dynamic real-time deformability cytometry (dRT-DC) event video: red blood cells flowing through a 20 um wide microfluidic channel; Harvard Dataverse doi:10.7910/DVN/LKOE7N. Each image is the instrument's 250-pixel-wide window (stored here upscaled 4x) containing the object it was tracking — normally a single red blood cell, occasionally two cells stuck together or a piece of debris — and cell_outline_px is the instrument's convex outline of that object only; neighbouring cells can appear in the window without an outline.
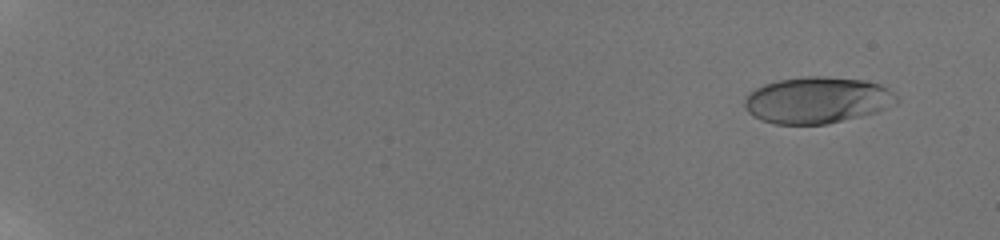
{"species": "human", "species_latin": "Homo sapiens", "temperature_condition": "room temperature", "stored_images_in_passage": 57, "camera_frame_rate_fps": 3000, "um_per_image_px": 0.085, "donor": {"sex": "male"}, "frame": {"image": 1, "passage_image": 6, "time_ms": 1.333, "image_size_px": [1000, 240], "cell_outline_px": [[900, 100], [896, 104], [876, 112], [828, 124], [776, 124], [760, 120], [752, 116], [744, 108], [744, 100], [756, 88], [764, 84], [776, 80], [804, 76], [828, 76], [864, 80], [880, 84], [888, 88]], "centroid_in_image_um": [69.46, 8.51], "position_along_channel_um": 15.5, "area_um2": 41.38}}
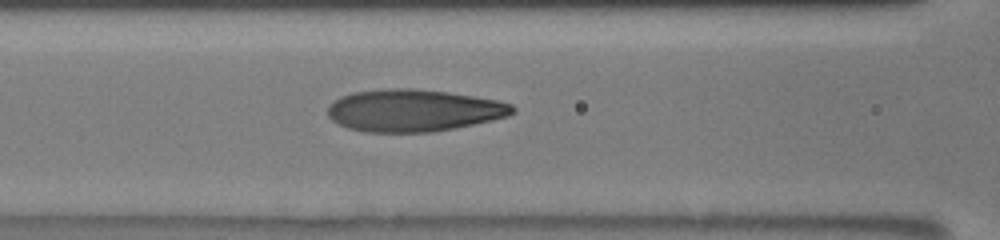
{"frame": {"image": 2, "passage_image": 30, "time_ms": 9.667, "image_size_px": [1000, 240], "cell_outline_px": [[516, 112], [508, 116], [492, 120], [456, 128], [432, 132], [364, 132], [348, 128], [332, 120], [328, 116], [328, 104], [340, 96], [352, 92], [384, 88], [412, 88], [448, 92], [496, 100], [512, 104], [516, 108]], "centroid_in_image_um": [35.14, 9.38], "position_along_channel_um": 131.5, "area_um2": 45.66}}
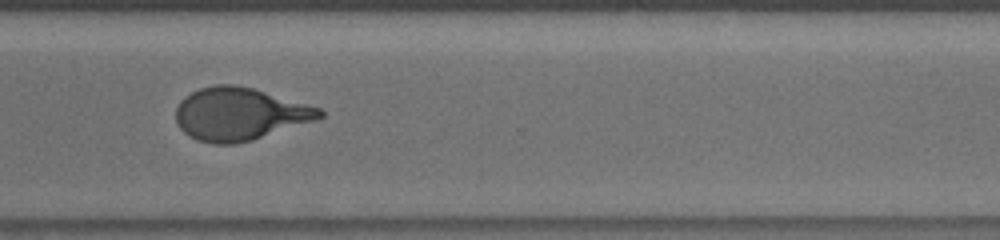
{"frame": {"image": 3, "passage_image": 47, "time_ms": 15.333, "image_size_px": [1000, 240], "cell_outline_px": [[324, 116], [316, 120], [252, 140], [236, 144], [216, 144], [196, 140], [188, 136], [180, 128], [176, 120], [176, 108], [180, 100], [184, 96], [200, 88], [216, 84], [236, 84], [252, 88], [320, 108], [324, 112]], "centroid_in_image_um": [20.33, 9.69], "position_along_channel_um": 350.3, "area_um2": 44.04}, "authors_computed_cell_mechanics": {"area_um2": 43.2922, "velocity_mm_per_s": 3.8773, "shape_relaxation_time_tau1_ms": 5.4423, "shape_relaxation_time_tau2_ms": 0.844, "deformation_change_tau1": 0.2427, "deformation_change_tau2": 0.0854}}